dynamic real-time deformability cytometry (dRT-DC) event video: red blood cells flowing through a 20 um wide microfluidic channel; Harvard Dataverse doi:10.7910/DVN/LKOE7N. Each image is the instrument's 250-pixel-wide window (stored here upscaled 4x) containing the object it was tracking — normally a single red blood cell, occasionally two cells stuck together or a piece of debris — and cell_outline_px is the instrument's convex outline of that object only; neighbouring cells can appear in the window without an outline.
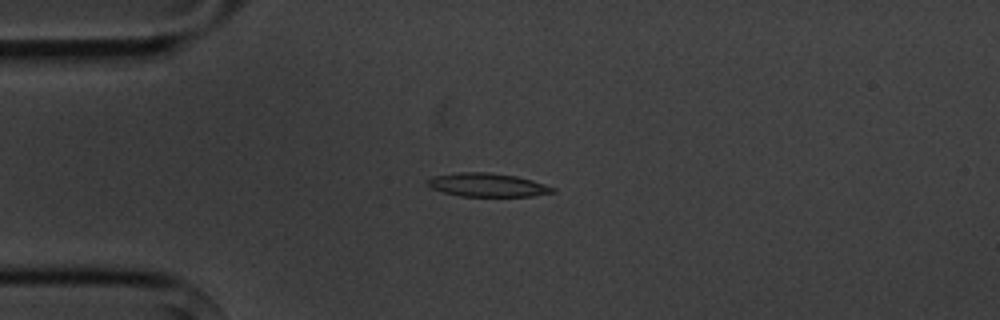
{"species": "common noctule bat (a hibernating species)", "species_latin": "Nyctalus noctula", "temperature_condition": "cold", "stored_images_in_passage": 6, "camera_frame_rate_fps": 3000, "um_per_image_px": 0.085, "animal": {"sex": "male", "body_mass_g": 20.1, "forearm_length_mm": 53.5}, "frame": {"image": 1, "passage_image": 2, "time_ms": 1.333, "image_size_px": [1000, 320], "cell_outline_px": [[556, 192], [532, 196], [460, 196], [444, 192], [432, 188], [428, 184], [428, 180], [432, 176], [460, 172], [488, 172], [516, 176], [532, 180], [556, 188]], "centroid_in_image_um": [41.46, 15.72], "position_along_channel_um": 43.5, "area_um2": 17.05}}
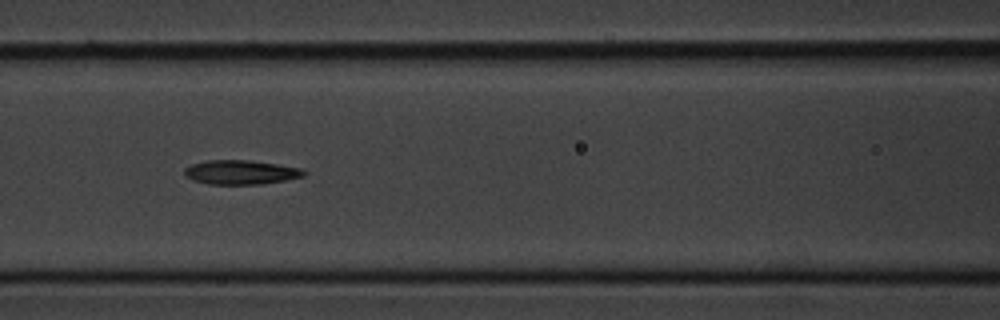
{"frame": {"image": 2, "passage_image": 5, "time_ms": 4.667, "image_size_px": [1000, 320], "cell_outline_px": [[308, 172], [304, 176], [284, 180], [260, 184], [208, 184], [192, 180], [184, 176], [184, 168], [192, 164], [208, 160], [248, 160], [276, 164], [300, 168]], "centroid_in_image_um": [20.43, 14.64], "position_along_channel_um": 146.2, "area_um2": 16.82}}
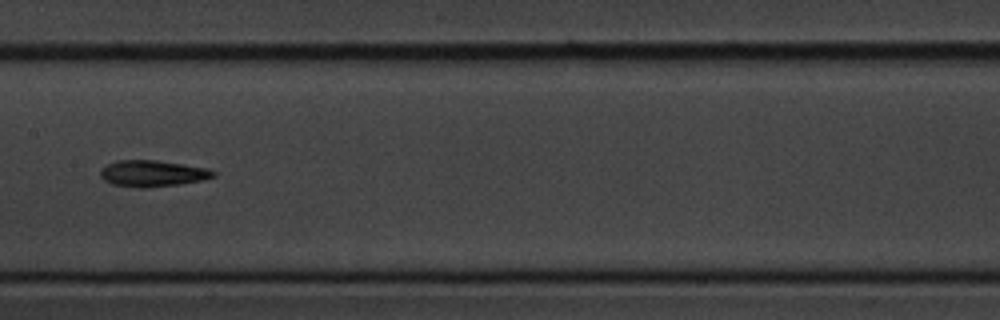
{"frame": {"image": 3, "passage_image": 6, "time_ms": 6.0, "image_size_px": [1000, 320], "cell_outline_px": [[216, 176], [204, 180], [180, 184], [144, 188], [140, 188], [112, 184], [104, 180], [100, 176], [100, 168], [116, 160], [156, 160], [208, 168], [216, 172]], "centroid_in_image_um": [12.97, 14.74], "position_along_channel_um": 194.4, "area_um2": 17.46}}